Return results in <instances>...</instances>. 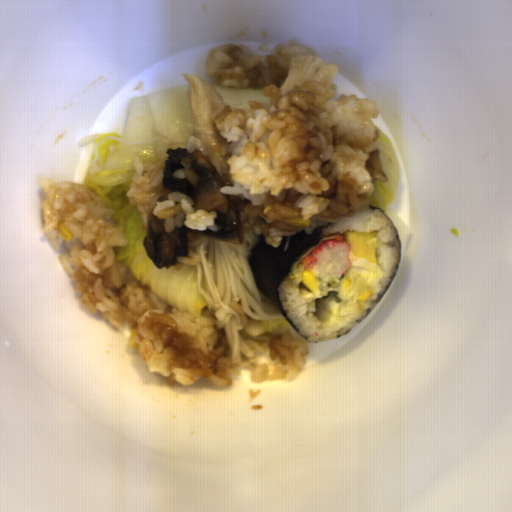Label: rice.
Instances as JSON below:
<instances>
[{
	"label": "rice",
	"mask_w": 512,
	"mask_h": 512,
	"mask_svg": "<svg viewBox=\"0 0 512 512\" xmlns=\"http://www.w3.org/2000/svg\"><path fill=\"white\" fill-rule=\"evenodd\" d=\"M297 56L317 55L295 39L267 55L230 41L205 62L206 77L223 87L264 86L269 96V104L248 101L251 109L225 104L214 121L233 184L219 191L237 205L243 233L263 234L276 249L283 237L368 211L373 181L390 180L376 148V101L355 93L332 100L335 90L315 80L281 89Z\"/></svg>",
	"instance_id": "rice-1"
},
{
	"label": "rice",
	"mask_w": 512,
	"mask_h": 512,
	"mask_svg": "<svg viewBox=\"0 0 512 512\" xmlns=\"http://www.w3.org/2000/svg\"><path fill=\"white\" fill-rule=\"evenodd\" d=\"M42 188V232L51 248L60 252L65 240L57 229L60 220L82 244L57 259L75 281L74 290L81 293L84 307L90 313L98 311L117 330L122 317L135 324L138 354L151 373L167 377V385L176 381L187 386L204 377L231 386L230 374L240 375L241 366L233 363L225 330L217 329L216 319L196 317L170 304L161 310L138 281H127L129 270L115 262L113 247H125L129 239L123 226L107 221L116 211L74 181L46 178Z\"/></svg>",
	"instance_id": "rice-2"
},
{
	"label": "rice",
	"mask_w": 512,
	"mask_h": 512,
	"mask_svg": "<svg viewBox=\"0 0 512 512\" xmlns=\"http://www.w3.org/2000/svg\"><path fill=\"white\" fill-rule=\"evenodd\" d=\"M375 232L382 245L377 252L378 264L354 257L352 265L339 278L322 281L316 277L317 292L303 284L301 259L325 240L345 231ZM400 264V239L390 218L380 210L368 209L355 212L352 217H342L337 223H328L322 239L302 253L291 265L278 292L280 304L290 322L308 343L324 342L338 338L361 323L379 304L390 288ZM371 297L359 300L364 291Z\"/></svg>",
	"instance_id": "rice-3"
},
{
	"label": "rice",
	"mask_w": 512,
	"mask_h": 512,
	"mask_svg": "<svg viewBox=\"0 0 512 512\" xmlns=\"http://www.w3.org/2000/svg\"><path fill=\"white\" fill-rule=\"evenodd\" d=\"M132 162L135 173L130 181V190L125 196L130 206H136L141 213V231L148 230L150 213L157 219H164L163 228L168 234L182 225L201 231L206 228L214 232L220 230V226L214 223L218 213L204 209L195 211L194 200L184 193L175 190L168 194L166 201L157 202L164 192V158L159 162L144 163L140 154L133 152Z\"/></svg>",
	"instance_id": "rice-4"
},
{
	"label": "rice",
	"mask_w": 512,
	"mask_h": 512,
	"mask_svg": "<svg viewBox=\"0 0 512 512\" xmlns=\"http://www.w3.org/2000/svg\"><path fill=\"white\" fill-rule=\"evenodd\" d=\"M270 361L255 366L250 380L254 382H271L294 380L307 363L306 355L310 350L305 337L295 339L291 329H282L281 334L272 336L267 341Z\"/></svg>",
	"instance_id": "rice-5"
}]
</instances>
